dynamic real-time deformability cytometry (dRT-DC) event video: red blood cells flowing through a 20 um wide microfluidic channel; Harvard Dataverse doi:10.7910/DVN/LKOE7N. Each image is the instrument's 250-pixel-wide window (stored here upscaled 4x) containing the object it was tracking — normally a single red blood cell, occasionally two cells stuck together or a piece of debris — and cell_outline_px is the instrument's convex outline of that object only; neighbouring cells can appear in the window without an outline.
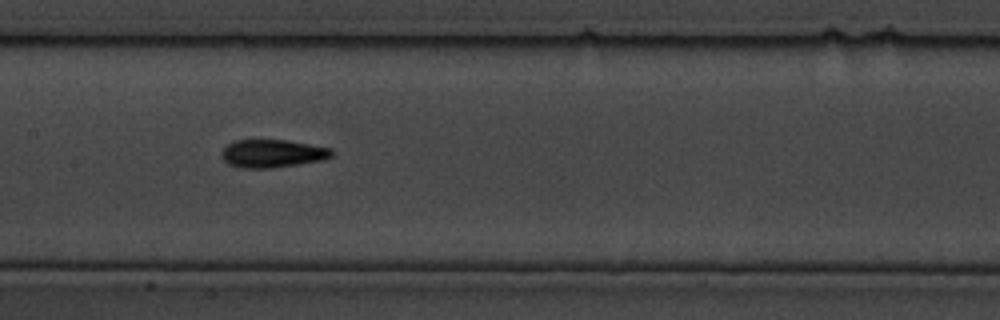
{"species": "common noctule bat (a hibernating species)", "species_latin": "Nyctalus noctula", "temperature_condition": "cold", "stored_images_in_passage": 28, "camera_frame_rate_fps": 3000, "um_per_image_px": 0.085, "animal": {"sex": "male", "body_mass_g": 19.5, "forearm_length_mm": 54.6}, "frame": {"image": 1, "passage_image": 13, "time_ms": 4.0, "image_size_px": [1000, 320], "cell_outline_px": [[332, 156], [324, 160], [300, 164], [272, 168], [240, 168], [228, 164], [220, 156], [220, 152], [232, 140], [288, 140], [332, 148]], "centroid_in_image_um": [23.14, 13.05], "position_along_channel_um": 184.3, "area_um2": 18.21}}
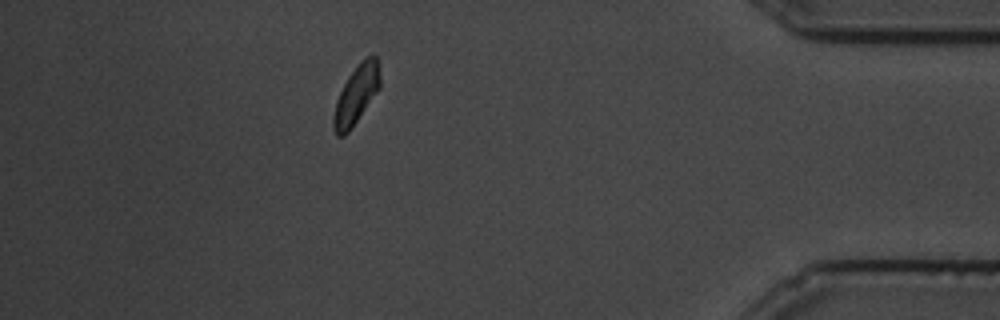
{"frame": {"image": 2, "passage_image": 28, "time_ms": 9.0, "image_size_px": [1000, 320], "cell_outline_px": [[380, 88], [352, 128], [344, 136], [336, 136], [332, 128], [332, 120], [336, 100], [348, 76], [372, 52], [376, 52], [380, 64]], "centroid_in_image_um": [30.3, 8.06], "position_along_channel_um": 404.9, "area_um2": 16.07}}